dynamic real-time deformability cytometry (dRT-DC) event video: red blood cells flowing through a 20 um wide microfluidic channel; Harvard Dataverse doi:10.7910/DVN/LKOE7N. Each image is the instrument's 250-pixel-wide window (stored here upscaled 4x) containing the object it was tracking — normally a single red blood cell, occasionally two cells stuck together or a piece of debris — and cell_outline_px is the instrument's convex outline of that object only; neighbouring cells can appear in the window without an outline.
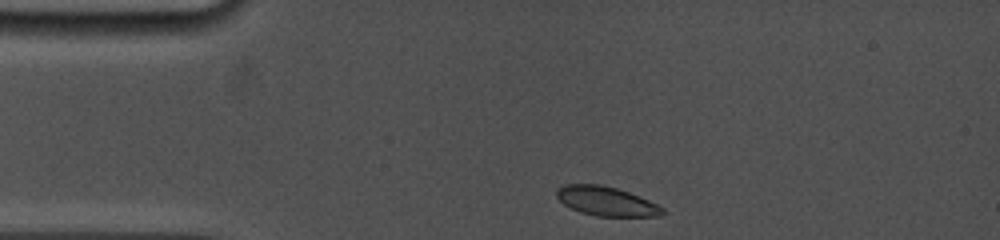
{"species": "common noctule bat (a hibernating species)", "species_latin": "Nyctalus noctula", "temperature_condition": "cold", "stored_images_in_passage": 41, "camera_frame_rate_fps": 5000, "um_per_image_px": 0.085, "animal": {"sex": "female", "body_mass_g": 19.0, "forearm_length_mm": 53.3}, "frame": {"image": 1, "passage_image": 1, "time_ms": 0.0, "image_size_px": [1000, 240], "cell_outline_px": [[664, 212], [660, 216], [596, 216], [580, 212], [564, 204], [556, 196], [556, 188], [564, 184], [600, 184], [616, 188], [640, 196], [664, 208]], "centroid_in_image_um": [51.51, 17.09], "position_along_channel_um": 33.5, "area_um2": 17.98}}
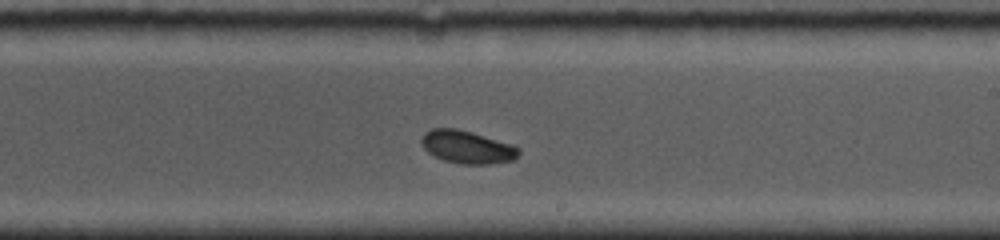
{"frame": {"image": 2, "passage_image": 24, "time_ms": 6.6, "image_size_px": [1000, 240], "cell_outline_px": [[520, 152], [512, 160], [492, 164], [460, 164], [444, 160], [428, 152], [424, 148], [420, 140], [424, 132], [432, 128], [456, 128], [472, 132], [512, 144], [520, 148]], "centroid_in_image_um": [39.7, 12.49], "position_along_channel_um": 249.3, "area_um2": 18.61}}
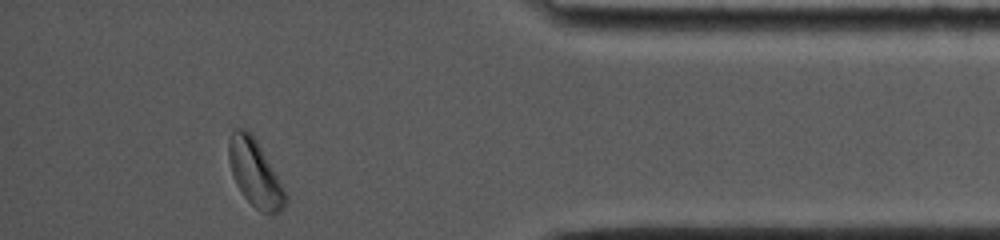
{"frame": {"image": 3, "passage_image": 41, "time_ms": 11.4, "image_size_px": [1000, 240], "cell_outline_px": [[288, 200], [280, 212], [260, 212], [240, 192], [236, 184], [232, 172], [228, 156], [228, 140], [232, 132], [236, 128], [248, 128], [252, 132], [284, 188], [288, 196]], "centroid_in_image_um": [21.67, 14.68], "position_along_channel_um": 413.5, "area_um2": 21.96}, "authors_computed_cell_mechanics": {"area_um2": 18.9584, "velocity_mm_per_s": 3.8423, "shape_relaxation_time_tau1_ms": 2.3435, "shape_relaxation_time_tau2_ms": null, "deformation_change_tau1": 0.0884, "deformation_change_tau2": null}}